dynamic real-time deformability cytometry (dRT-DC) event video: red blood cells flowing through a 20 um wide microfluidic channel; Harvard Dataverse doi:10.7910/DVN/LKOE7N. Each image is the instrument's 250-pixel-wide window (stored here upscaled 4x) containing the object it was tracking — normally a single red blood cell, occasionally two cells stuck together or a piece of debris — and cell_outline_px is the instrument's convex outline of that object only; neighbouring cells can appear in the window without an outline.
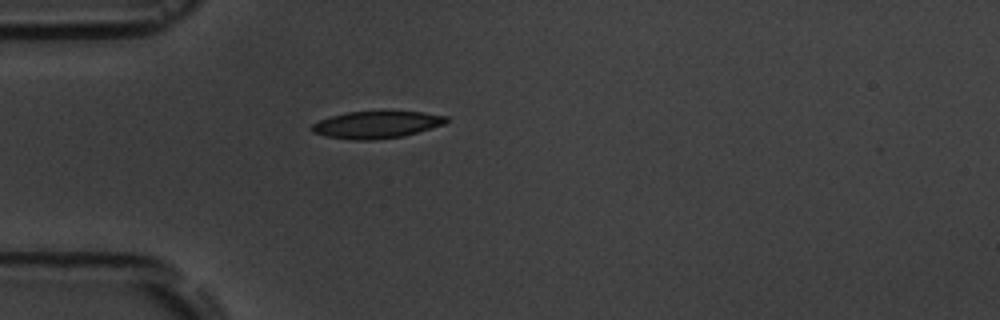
{"species": "common noctule bat (a hibernating species)", "species_latin": "Nyctalus noctula", "temperature_condition": "room temperature", "stored_images_in_passage": 4, "camera_frame_rate_fps": 3000, "um_per_image_px": 0.085, "animal": {"sex": "male", "body_mass_g": 19.5, "forearm_length_mm": 54.6}, "frame": {"image": 1, "passage_image": 4, "time_ms": 4.333, "image_size_px": [1000, 320], "cell_outline_px": [[448, 120], [444, 124], [404, 136], [372, 140], [352, 140], [324, 136], [312, 132], [308, 128], [312, 124], [320, 120], [332, 116], [348, 112], [424, 112], [448, 116]], "centroid_in_image_um": [31.97, 10.61], "position_along_channel_um": 53.0, "area_um2": 21.15}}